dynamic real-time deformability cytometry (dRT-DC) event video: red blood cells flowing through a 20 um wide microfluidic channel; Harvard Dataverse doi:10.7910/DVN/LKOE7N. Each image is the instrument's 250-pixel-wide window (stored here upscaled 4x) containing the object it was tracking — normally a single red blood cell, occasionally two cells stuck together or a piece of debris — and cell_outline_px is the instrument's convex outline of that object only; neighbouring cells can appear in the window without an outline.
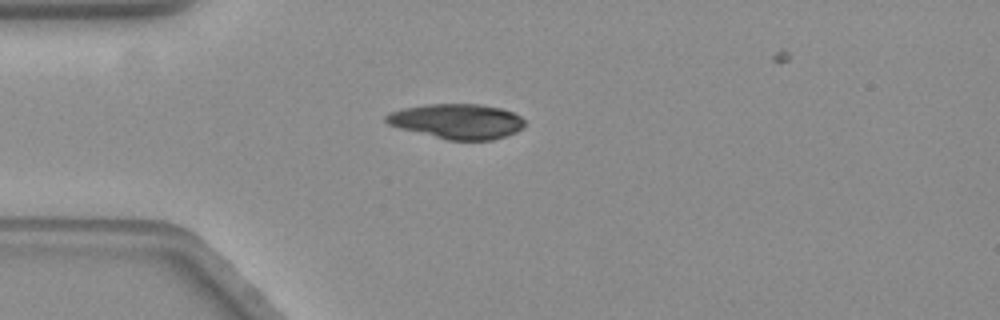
{"species": "common noctule bat (a hibernating species)", "species_latin": "Nyctalus noctula", "temperature_condition": "warm", "stored_images_in_passage": 14, "camera_frame_rate_fps": 3000, "um_per_image_px": 0.085, "animal": {"sex": "female", "body_mass_g": 19.3, "forearm_length_mm": 54.1}, "frame": {"image": 1, "passage_image": 8, "time_ms": 2.333, "image_size_px": [1000, 320], "cell_outline_px": [[524, 124], [516, 132], [492, 140], [448, 140], [388, 124], [384, 120], [384, 116], [388, 112], [404, 108], [424, 104], [480, 104], [500, 108], [512, 112], [520, 116], [524, 120]], "centroid_in_image_um": [38.84, 10.3], "position_along_channel_um": 46.2, "area_um2": 27.98}}